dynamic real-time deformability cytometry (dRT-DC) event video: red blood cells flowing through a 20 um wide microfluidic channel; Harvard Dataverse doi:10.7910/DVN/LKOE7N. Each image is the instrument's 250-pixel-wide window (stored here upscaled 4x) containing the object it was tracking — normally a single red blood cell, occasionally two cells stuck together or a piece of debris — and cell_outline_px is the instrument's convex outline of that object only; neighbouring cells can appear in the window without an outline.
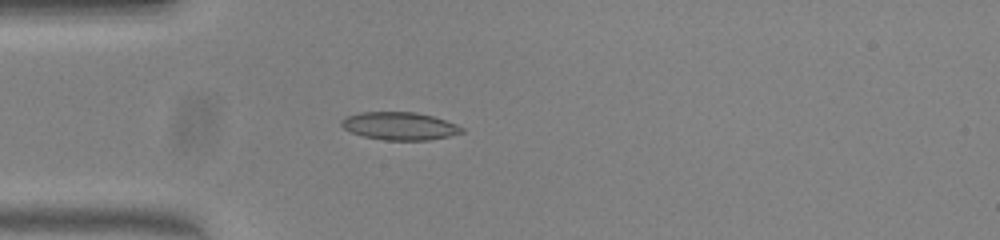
{"species": "common noctule bat (a hibernating species)", "species_latin": "Nyctalus noctula", "temperature_condition": "warm", "stored_images_in_passage": 38, "camera_frame_rate_fps": 3000, "um_per_image_px": 0.085, "animal": {"sex": "female", "body_mass_g": 23.0, "forearm_length_mm": 53.4}, "frame": {"image": 1, "passage_image": 4, "time_ms": 1.0, "image_size_px": [1000, 240], "cell_outline_px": [[464, 132], [448, 136], [428, 140], [384, 140], [364, 136], [352, 132], [344, 128], [340, 124], [340, 120], [344, 116], [360, 112], [416, 112], [432, 116], [456, 124], [464, 128]], "centroid_in_image_um": [33.94, 10.7], "position_along_channel_um": 51.1, "area_um2": 19.48}}
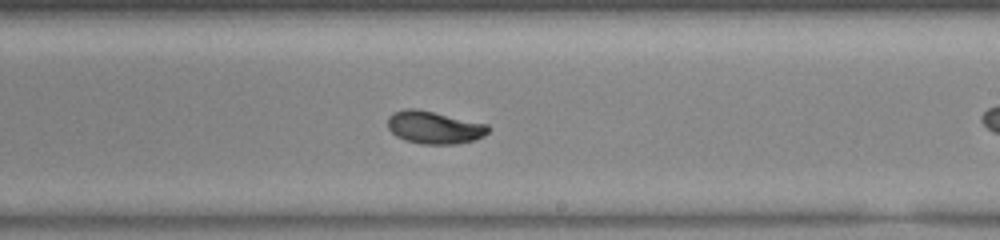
{"frame": {"image": 2, "passage_image": 16, "time_ms": 5.0, "image_size_px": [1000, 240], "cell_outline_px": [[492, 128], [484, 136], [472, 140], [456, 144], [420, 144], [404, 140], [396, 136], [388, 128], [388, 116], [392, 112], [404, 108], [416, 108], [488, 124]], "centroid_in_image_um": [36.89, 10.82], "position_along_channel_um": 252.1, "area_um2": 19.31}}
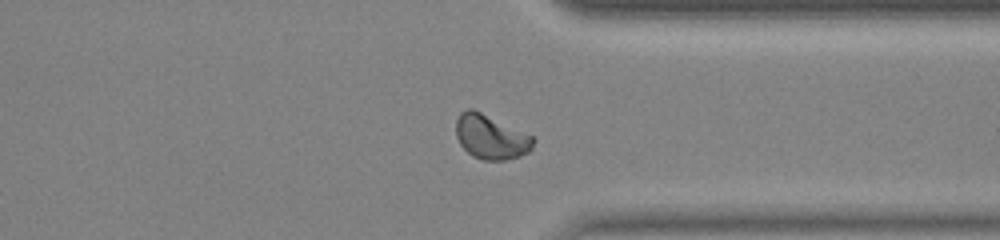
{"frame": {"image": 3, "passage_image": 25, "time_ms": 8.0, "image_size_px": [1000, 240], "cell_outline_px": [[536, 140], [532, 148], [528, 152], [520, 156], [504, 160], [480, 160], [472, 156], [460, 144], [456, 136], [456, 120], [460, 112], [468, 108], [472, 108], [532, 136]], "centroid_in_image_um": [41.7, 11.65], "position_along_channel_um": 369.7, "area_um2": 19.88}, "authors_computed_cell_mechanics": {"area_um2": 19.074, "velocity_mm_per_s": 3.961, "shape_relaxation_time_tau1_ms": 2.4259, "shape_relaxation_time_tau2_ms": null, "deformation_change_tau1": 0.0894, "deformation_change_tau2": null}}